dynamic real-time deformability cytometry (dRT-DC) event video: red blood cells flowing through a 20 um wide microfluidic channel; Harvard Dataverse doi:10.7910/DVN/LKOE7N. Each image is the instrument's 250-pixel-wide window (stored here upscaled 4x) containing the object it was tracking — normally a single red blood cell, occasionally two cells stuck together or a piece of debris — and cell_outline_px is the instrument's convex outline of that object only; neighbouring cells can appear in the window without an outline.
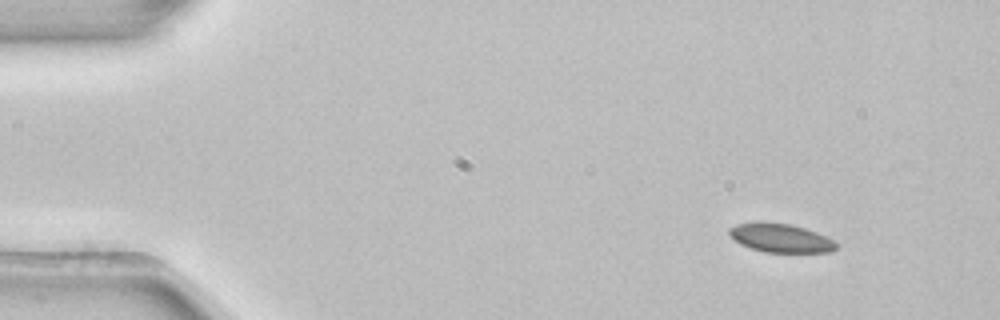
{"species": "common noctule bat (a hibernating species)", "species_latin": "Nyctalus noctula", "temperature_condition": "room temperature", "stored_images_in_passage": 3, "camera_frame_rate_fps": 3000, "um_per_image_px": 0.085, "animal": {"sex": "female", "body_mass_g": 22.7, "forearm_length_mm": 54.2}, "frame": {"image": 1, "passage_image": 1, "time_ms": 0.0, "image_size_px": [1000, 320], "cell_outline_px": [[836, 248], [832, 252], [764, 252], [740, 244], [728, 232], [728, 228], [736, 224], [756, 220], [764, 220], [792, 224], [816, 232], [832, 240], [836, 244]], "centroid_in_image_um": [66.3, 20.19], "position_along_channel_um": 18.7, "area_um2": 18.09}}
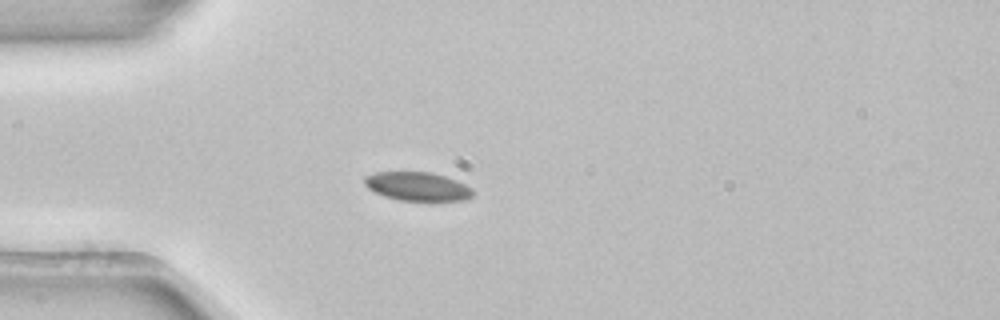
{"frame": {"image": 2, "passage_image": 3, "time_ms": 0.667, "image_size_px": [1000, 320], "cell_outline_px": [[476, 192], [472, 196], [464, 200], [400, 200], [384, 196], [368, 188], [364, 184], [364, 176], [376, 172], [428, 172], [444, 176], [456, 180], [472, 188]], "centroid_in_image_um": [35.48, 15.84], "position_along_channel_um": 49.5, "area_um2": 17.98}}